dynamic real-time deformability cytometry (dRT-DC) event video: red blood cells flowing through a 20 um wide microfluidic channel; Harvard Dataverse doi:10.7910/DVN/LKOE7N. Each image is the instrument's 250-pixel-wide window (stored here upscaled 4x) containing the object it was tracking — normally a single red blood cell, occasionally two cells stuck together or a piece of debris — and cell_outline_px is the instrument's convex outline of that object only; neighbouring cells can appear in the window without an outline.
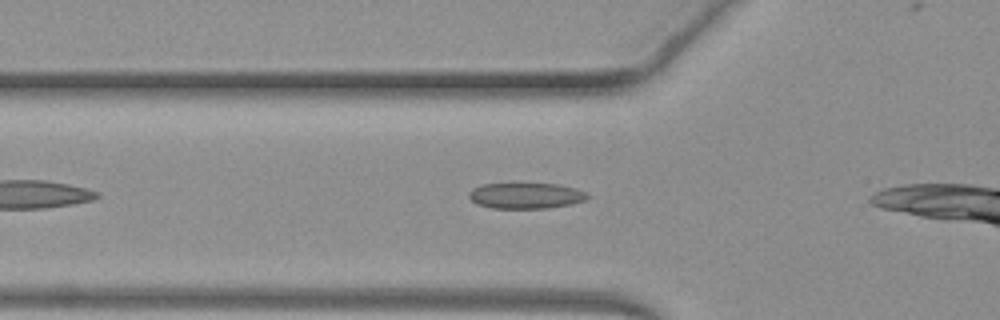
{"species": "common noctule bat (a hibernating species)", "species_latin": "Nyctalus noctula", "temperature_condition": "warm", "stored_images_in_passage": 30, "camera_frame_rate_fps": 3000, "um_per_image_px": 0.085, "animal": {"sex": "female", "body_mass_g": 19.3, "forearm_length_mm": 54.1}, "frame": {"image": 1, "passage_image": 6, "time_ms": 1.667, "image_size_px": [1000, 320], "cell_outline_px": [[588, 196], [584, 200], [568, 204], [548, 208], [492, 208], [476, 204], [468, 196], [468, 192], [472, 188], [480, 184], [556, 184], [588, 192]], "centroid_in_image_um": [44.63, 16.63], "position_along_channel_um": 81.2, "area_um2": 17.63}}
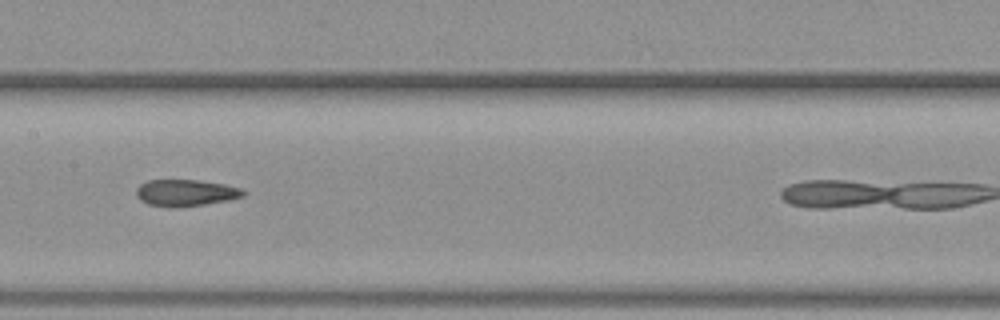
{"frame": {"image": 2, "passage_image": 14, "time_ms": 4.333, "image_size_px": [1000, 320], "cell_outline_px": [[248, 192], [244, 196], [228, 200], [204, 204], [176, 208], [168, 208], [148, 204], [140, 200], [136, 196], [136, 188], [140, 184], [148, 180], [200, 180], [224, 184], [240, 188]], "centroid_in_image_um": [15.77, 16.39], "position_along_channel_um": 191.6, "area_um2": 16.82}}
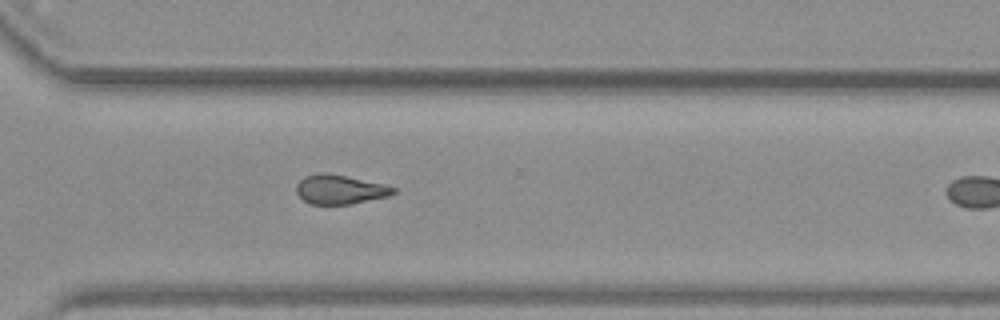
{"frame": {"image": 3, "passage_image": 25, "time_ms": 8.0, "image_size_px": [1000, 320], "cell_outline_px": [[396, 192], [388, 196], [348, 204], [312, 204], [304, 200], [296, 192], [296, 184], [304, 176], [320, 172], [324, 172], [348, 176], [384, 184], [396, 188]], "centroid_in_image_um": [28.88, 16.08], "position_along_channel_um": 341.7, "area_um2": 16.47}}